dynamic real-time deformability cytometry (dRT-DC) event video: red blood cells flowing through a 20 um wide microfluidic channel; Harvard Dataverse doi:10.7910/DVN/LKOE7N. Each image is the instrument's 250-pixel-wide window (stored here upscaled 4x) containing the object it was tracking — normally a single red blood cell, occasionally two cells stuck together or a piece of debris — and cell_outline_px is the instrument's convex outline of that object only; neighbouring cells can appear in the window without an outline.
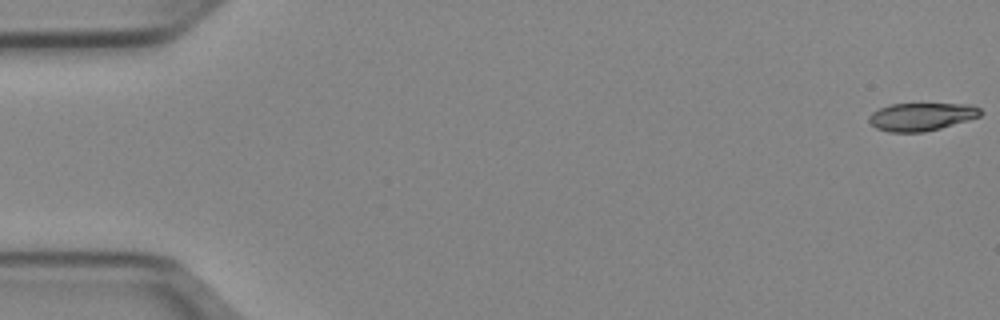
{"species": "Egyptian fruit bat (a non-hibernating species)", "species_latin": "Rousettus aegyptiacus", "temperature_condition": "cold", "stored_images_in_passage": 52, "camera_frame_rate_fps": 3000, "um_per_image_px": 0.085, "animal": {"sex": "female"}, "frame": {"image": 1, "passage_image": 1, "time_ms": 0.0, "image_size_px": [1000, 320], "cell_outline_px": [[984, 112], [980, 116], [968, 120], [940, 128], [924, 132], [888, 132], [876, 128], [868, 120], [868, 116], [872, 112], [880, 108], [892, 104], [972, 104], [980, 108]], "centroid_in_image_um": [78.33, 9.92], "position_along_channel_um": 6.7, "area_um2": 18.15}}
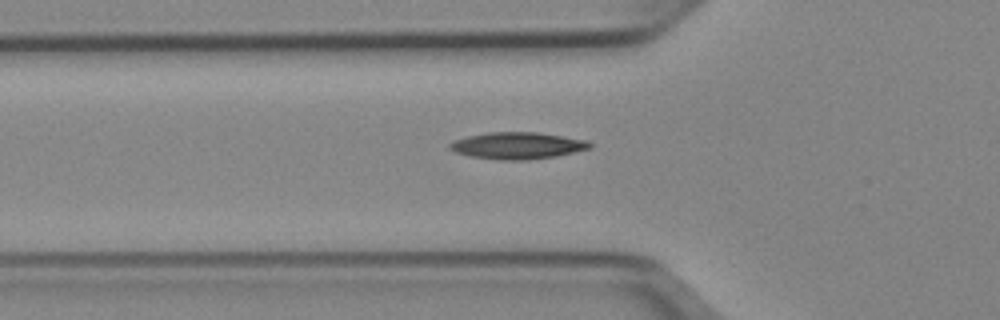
{"frame": {"image": 2, "passage_image": 18, "time_ms": 5.667, "image_size_px": [1000, 320], "cell_outline_px": [[592, 148], [556, 156], [528, 160], [500, 160], [468, 156], [456, 152], [448, 148], [448, 144], [456, 140], [468, 136], [488, 132], [536, 132], [588, 140], [592, 144]], "centroid_in_image_um": [43.99, 12.38], "position_along_channel_um": 81.8, "area_um2": 21.91}}
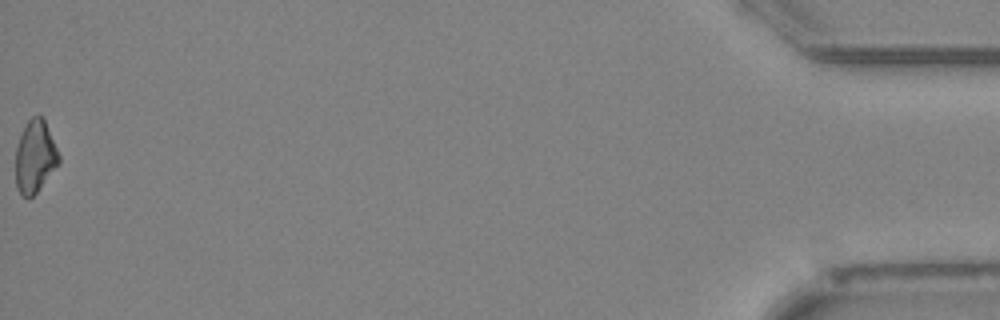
{"frame": {"image": 3, "passage_image": 52, "time_ms": 17.0, "image_size_px": [1000, 320], "cell_outline_px": [[60, 164], [36, 192], [28, 200], [16, 188], [16, 148], [20, 136], [28, 120], [32, 116], [44, 116], [60, 156]], "centroid_in_image_um": [3.0, 13.31], "position_along_channel_um": 432.2, "area_um2": 18.32}}